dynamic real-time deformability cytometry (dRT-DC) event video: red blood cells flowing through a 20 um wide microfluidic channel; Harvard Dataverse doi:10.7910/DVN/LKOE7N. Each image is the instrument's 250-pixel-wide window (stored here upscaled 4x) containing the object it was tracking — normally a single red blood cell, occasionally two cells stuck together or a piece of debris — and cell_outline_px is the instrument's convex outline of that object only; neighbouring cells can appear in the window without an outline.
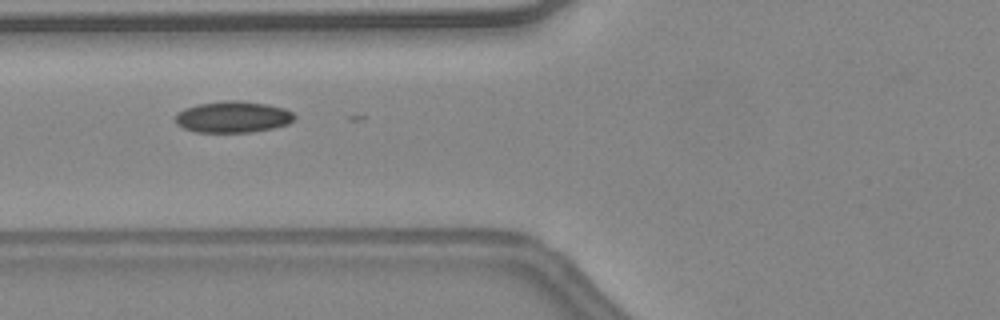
{"species": "common noctule bat (a hibernating species)", "species_latin": "Nyctalus noctula", "temperature_condition": "warm", "stored_images_in_passage": 44, "camera_frame_rate_fps": 3000, "um_per_image_px": 0.085, "animal": {"sex": "female", "body_mass_g": 24.6, "forearm_length_mm": 56.2}, "frame": {"image": 1, "passage_image": 17, "time_ms": 5.333, "image_size_px": [1000, 320], "cell_outline_px": [[296, 116], [288, 124], [272, 128], [252, 132], [196, 132], [184, 128], [176, 124], [176, 112], [184, 108], [196, 104], [236, 100], [268, 104], [284, 108], [292, 112]], "centroid_in_image_um": [19.78, 9.94], "position_along_channel_um": 106.0, "area_um2": 21.73}, "authors_computed_cell_mechanics": {"area_um2": 20.5479, "velocity_mm_per_s": 4.5458, "shape_relaxation_time_tau1_ms": null, "shape_relaxation_time_tau2_ms": 1.6871, "deformation_change_tau1": null, "deformation_change_tau2": 0.06}}